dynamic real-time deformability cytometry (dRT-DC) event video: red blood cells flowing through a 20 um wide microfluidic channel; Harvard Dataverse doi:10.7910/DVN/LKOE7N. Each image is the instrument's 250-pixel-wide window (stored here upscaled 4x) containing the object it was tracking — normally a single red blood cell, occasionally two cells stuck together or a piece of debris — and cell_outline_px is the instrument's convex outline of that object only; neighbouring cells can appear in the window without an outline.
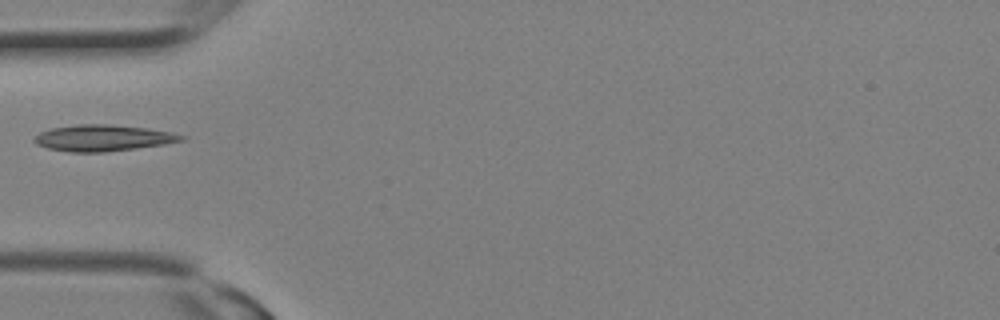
{"species": "Egyptian fruit bat (a non-hibernating species)", "species_latin": "Rousettus aegyptiacus", "temperature_condition": "room temperature", "stored_images_in_passage": 2, "camera_frame_rate_fps": 3000, "um_per_image_px": 0.085, "animal": {"sex": "female"}, "frame": {"image": 1, "passage_image": 1, "time_ms": 0.0, "image_size_px": [1000, 320], "cell_outline_px": [[188, 140], [164, 144], [136, 148], [104, 152], [68, 152], [48, 148], [36, 144], [32, 140], [40, 132], [52, 128], [76, 124], [108, 124], [148, 128], [172, 132], [188, 136]], "centroid_in_image_um": [8.8, 11.72], "position_along_channel_um": 76.2, "area_um2": 22.72}}